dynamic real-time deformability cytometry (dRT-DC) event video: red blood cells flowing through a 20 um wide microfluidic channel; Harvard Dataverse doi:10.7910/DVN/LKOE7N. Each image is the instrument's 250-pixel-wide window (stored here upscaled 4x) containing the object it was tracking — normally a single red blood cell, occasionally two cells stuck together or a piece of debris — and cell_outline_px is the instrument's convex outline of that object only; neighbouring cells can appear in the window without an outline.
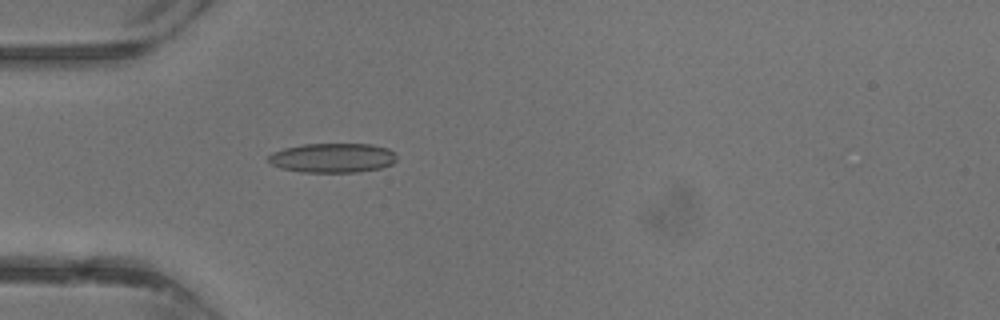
{"species": "common noctule bat (a hibernating species)", "species_latin": "Nyctalus noctula", "temperature_condition": "warm", "stored_images_in_passage": 33, "camera_frame_rate_fps": 3000, "um_per_image_px": 0.085, "animal": {"sex": "male", "body_mass_g": 13.3}, "frame": {"image": 1, "passage_image": 7, "time_ms": 2.0, "image_size_px": [1000, 320], "cell_outline_px": [[396, 160], [392, 164], [380, 168], [356, 172], [300, 172], [280, 168], [272, 164], [268, 160], [268, 156], [272, 152], [284, 148], [304, 144], [372, 144], [388, 148], [396, 152]], "centroid_in_image_um": [28.28, 13.41], "position_along_channel_um": 56.7, "area_um2": 22.14}}
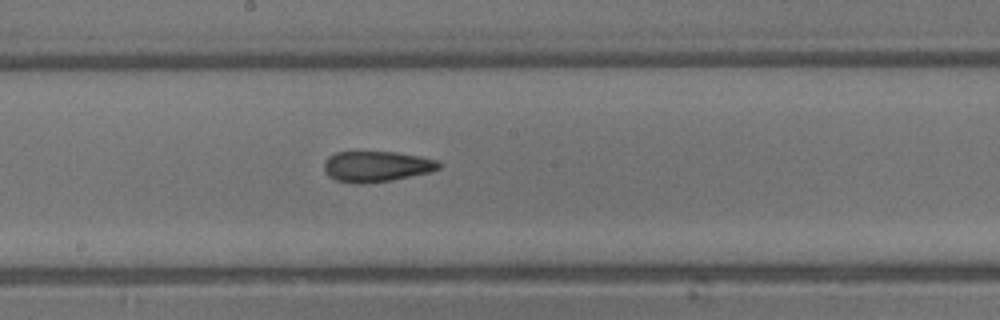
{"frame": {"image": 2, "passage_image": 16, "time_ms": 5.0, "image_size_px": [1000, 320], "cell_outline_px": [[440, 168], [428, 172], [392, 180], [360, 184], [356, 184], [336, 180], [328, 176], [324, 172], [324, 160], [328, 156], [336, 152], [396, 152], [420, 156], [436, 160], [440, 164]], "centroid_in_image_um": [31.95, 14.14], "position_along_channel_um": 216.3, "area_um2": 20.52}}
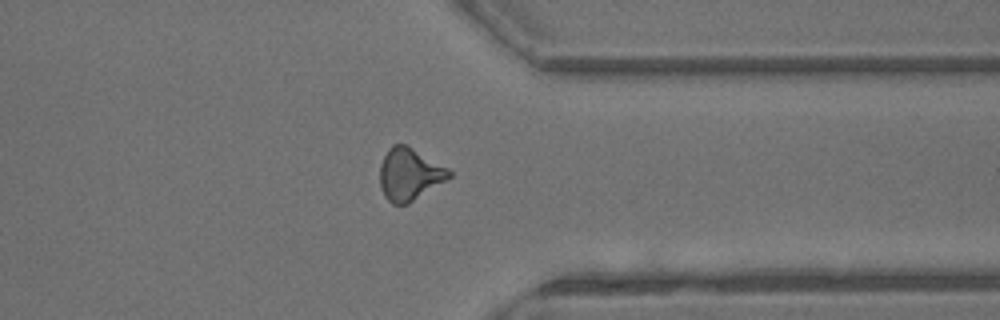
{"frame": {"image": 3, "passage_image": 25, "time_ms": 8.0, "image_size_px": [1000, 320], "cell_outline_px": [[452, 176], [408, 204], [392, 204], [384, 196], [380, 188], [380, 164], [388, 148], [392, 144], [404, 144], [412, 148], [448, 168], [452, 172]], "centroid_in_image_um": [34.78, 14.82], "position_along_channel_um": 376.6, "area_um2": 20.92}}